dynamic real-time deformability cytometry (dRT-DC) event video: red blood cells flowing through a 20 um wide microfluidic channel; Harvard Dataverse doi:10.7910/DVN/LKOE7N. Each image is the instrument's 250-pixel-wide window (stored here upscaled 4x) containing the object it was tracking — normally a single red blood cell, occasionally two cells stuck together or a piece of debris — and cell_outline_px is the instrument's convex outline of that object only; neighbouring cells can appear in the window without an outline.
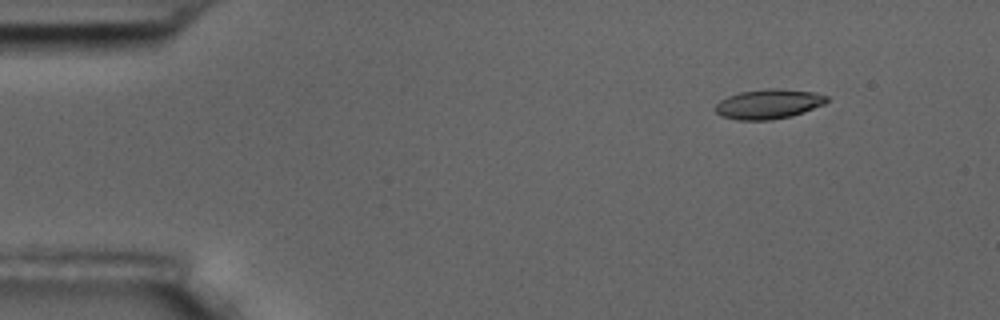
{"species": "common noctule bat (a hibernating species)", "species_latin": "Nyctalus noctula", "temperature_condition": "room temperature", "stored_images_in_passage": 5, "camera_frame_rate_fps": 3000, "um_per_image_px": 0.085, "animal": {"sex": "male", "body_mass_g": 17.5, "forearm_length_mm": 52.3}, "frame": {"image": 1, "passage_image": 2, "time_ms": 1.333, "image_size_px": [1000, 320], "cell_outline_px": [[828, 100], [824, 104], [804, 112], [792, 116], [772, 120], [736, 120], [720, 116], [716, 112], [716, 104], [720, 100], [728, 96], [740, 92], [768, 88], [776, 88], [816, 92], [828, 96]], "centroid_in_image_um": [65.33, 8.84], "position_along_channel_um": 19.7, "area_um2": 19.42}}
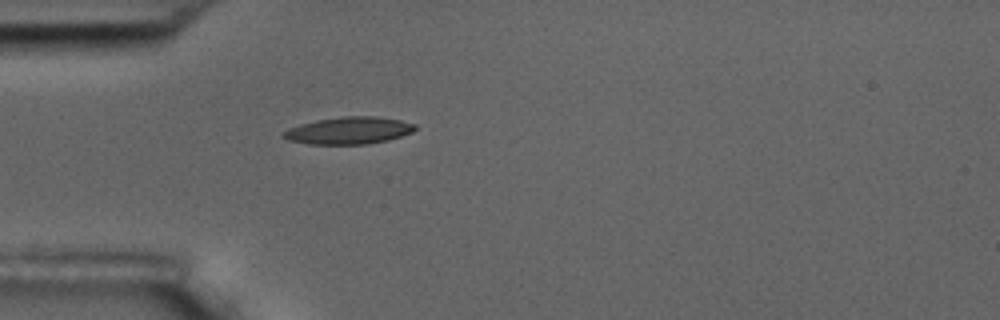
{"frame": {"image": 2, "passage_image": 5, "time_ms": 4.667, "image_size_px": [1000, 320], "cell_outline_px": [[416, 128], [412, 132], [388, 140], [368, 144], [308, 144], [288, 140], [280, 136], [280, 132], [288, 128], [300, 124], [316, 120], [340, 116], [376, 116], [400, 120], [416, 124]], "centroid_in_image_um": [29.6, 11.09], "position_along_channel_um": 55.4, "area_um2": 21.04}}